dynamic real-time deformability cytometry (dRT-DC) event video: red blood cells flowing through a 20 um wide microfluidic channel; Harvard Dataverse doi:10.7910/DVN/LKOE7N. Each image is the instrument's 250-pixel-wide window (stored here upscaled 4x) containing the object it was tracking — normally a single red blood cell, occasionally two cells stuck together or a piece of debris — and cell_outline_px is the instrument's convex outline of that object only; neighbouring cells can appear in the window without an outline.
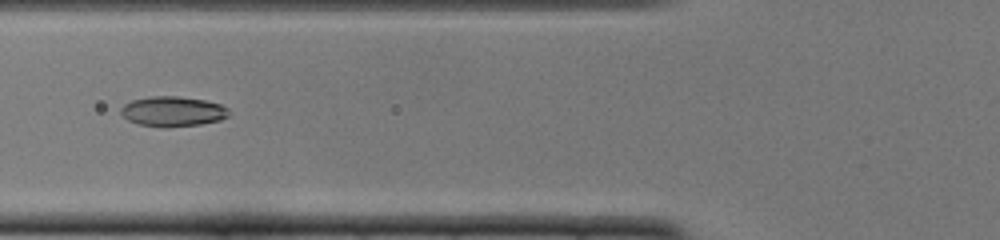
{"species": "common noctule bat (a hibernating species)", "species_latin": "Nyctalus noctula", "temperature_condition": "cold", "stored_images_in_passage": 52, "camera_frame_rate_fps": 3000, "um_per_image_px": 0.085, "animal": {"sex": "female", "body_mass_g": 22.0, "forearm_length_mm": 56.7}, "frame": {"image": 1, "passage_image": 20, "time_ms": 6.333, "image_size_px": [1000, 240], "cell_outline_px": [[228, 116], [220, 120], [200, 124], [168, 128], [160, 128], [140, 124], [128, 120], [120, 112], [120, 108], [124, 104], [132, 100], [148, 96], [176, 96], [204, 100], [220, 104], [228, 108]], "centroid_in_image_um": [14.66, 9.48], "position_along_channel_um": 111.1, "area_um2": 19.02}}
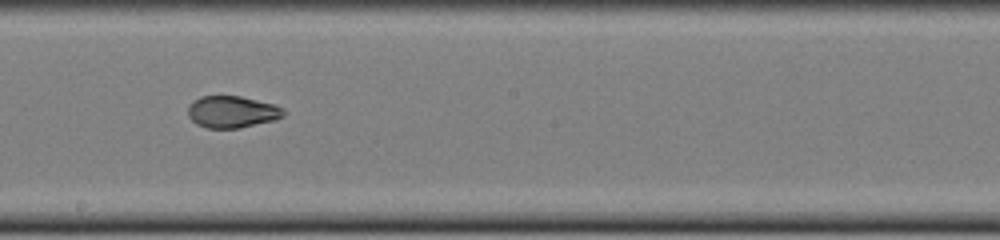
{"frame": {"image": 2, "passage_image": 29, "time_ms": 9.333, "image_size_px": [1000, 240], "cell_outline_px": [[288, 112], [284, 116], [276, 120], [240, 128], [204, 128], [196, 124], [188, 116], [188, 104], [192, 100], [200, 96], [240, 96], [276, 104], [284, 108]], "centroid_in_image_um": [19.75, 9.51], "position_along_channel_um": 228.4, "area_um2": 18.21}}
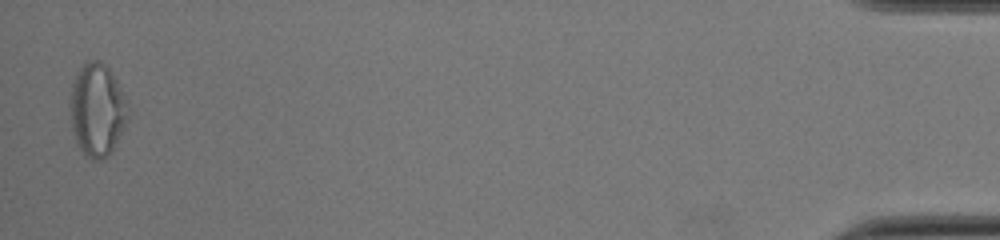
{"frame": {"image": 3, "passage_image": 51, "time_ms": 16.667, "image_size_px": [1000, 240], "cell_outline_px": [[128, 120], [112, 152], [104, 160], [92, 160], [80, 152], [76, 144], [72, 128], [68, 104], [72, 84], [76, 72], [84, 64], [92, 60], [100, 60], [108, 68], [116, 80], [128, 104]], "centroid_in_image_um": [8.23, 9.39], "position_along_channel_um": 427.0, "area_um2": 31.79}, "authors_computed_cell_mechanics": {"area_um2": 19.1896, "velocity_mm_per_s": 3.9251, "shape_relaxation_time_tau1_ms": null, "shape_relaxation_time_tau2_ms": 1.0783, "deformation_change_tau1": null, "deformation_change_tau2": 0.0499}}